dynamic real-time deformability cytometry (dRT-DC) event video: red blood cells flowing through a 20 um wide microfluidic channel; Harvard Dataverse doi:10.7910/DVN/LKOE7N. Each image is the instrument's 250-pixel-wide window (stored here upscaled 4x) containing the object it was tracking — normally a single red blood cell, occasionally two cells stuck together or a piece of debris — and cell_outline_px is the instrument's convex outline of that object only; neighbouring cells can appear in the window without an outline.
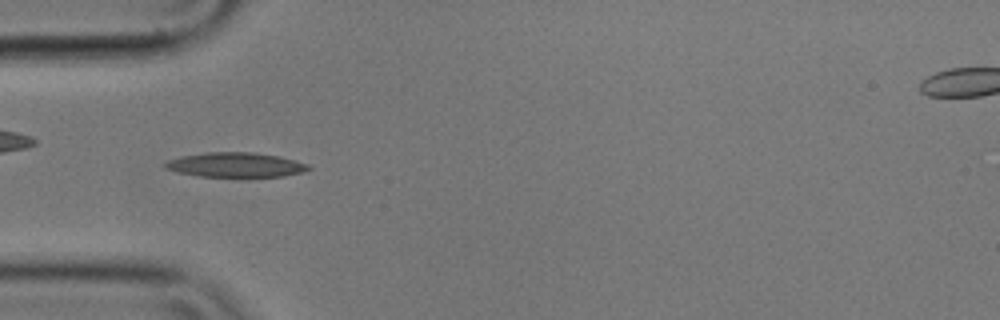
{"species": "common noctule bat (a hibernating species)", "species_latin": "Nyctalus noctula", "temperature_condition": "cold", "stored_images_in_passage": 45, "camera_frame_rate_fps": 3000, "um_per_image_px": 0.085, "animal": {"sex": "male", "body_mass_g": 17.9}, "frame": {"image": 1, "passage_image": 6, "time_ms": 1.667, "image_size_px": [1000, 320], "cell_outline_px": [[312, 168], [304, 172], [284, 176], [200, 176], [180, 172], [164, 168], [164, 164], [168, 160], [184, 156], [208, 152], [252, 152], [280, 156], [308, 164]], "centroid_in_image_um": [20.08, 14.0], "position_along_channel_um": 64.9, "area_um2": 20.29}}
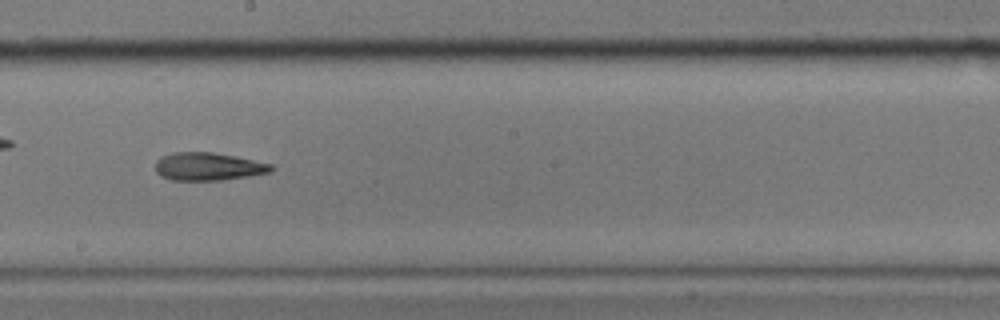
{"frame": {"image": 2, "passage_image": 20, "time_ms": 6.333, "image_size_px": [1000, 320], "cell_outline_px": [[276, 168], [272, 172], [252, 176], [220, 180], [172, 180], [160, 176], [156, 172], [156, 160], [172, 152], [212, 152], [272, 164]], "centroid_in_image_um": [17.72, 14.16], "position_along_channel_um": 230.5, "area_um2": 18.84}}
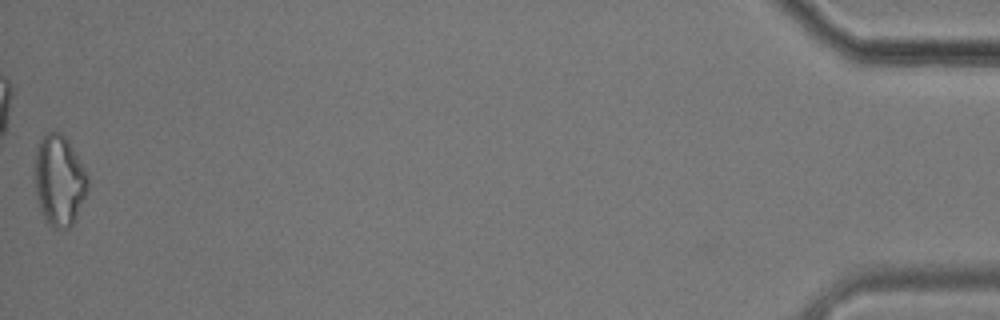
{"frame": {"image": 3, "passage_image": 45, "time_ms": 14.667, "image_size_px": [1000, 320], "cell_outline_px": [[88, 192], [76, 220], [68, 228], [56, 228], [48, 224], [40, 208], [36, 192], [36, 148], [40, 140], [48, 132], [56, 132], [64, 136], [68, 140], [84, 168], [88, 176]], "centroid_in_image_um": [5.07, 15.37], "position_along_channel_um": 430.1, "area_um2": 27.74}, "authors_computed_cell_mechanics": {"area_um2": 19.4786, "velocity_mm_per_s": 3.5457, "shape_relaxation_time_tau1_ms": null, "shape_relaxation_time_tau2_ms": 8.94, "deformation_change_tau1": null, "deformation_change_tau2": 0.234}}